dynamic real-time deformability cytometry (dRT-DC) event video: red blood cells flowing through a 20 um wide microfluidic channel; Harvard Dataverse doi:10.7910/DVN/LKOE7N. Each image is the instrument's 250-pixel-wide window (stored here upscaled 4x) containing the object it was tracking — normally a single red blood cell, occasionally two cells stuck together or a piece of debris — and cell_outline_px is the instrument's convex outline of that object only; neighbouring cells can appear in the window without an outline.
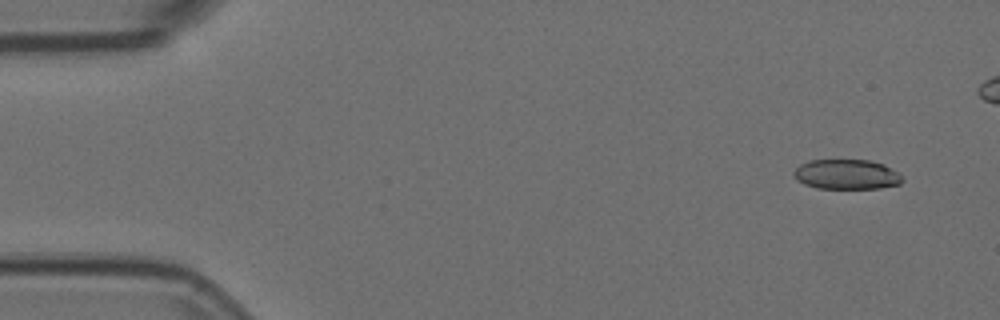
{"species": "Egyptian fruit bat (a non-hibernating species)", "species_latin": "Rousettus aegyptiacus", "temperature_condition": "room temperature", "stored_images_in_passage": 15, "camera_frame_rate_fps": 3000, "um_per_image_px": 0.085, "animal": {"sex": "female"}, "frame": {"image": 1, "passage_image": 1, "time_ms": 0.0, "image_size_px": [1000, 320], "cell_outline_px": [[904, 180], [900, 184], [880, 188], [816, 188], [804, 184], [796, 180], [792, 172], [800, 164], [808, 160], [872, 160], [884, 164], [896, 172]], "centroid_in_image_um": [71.93, 14.82], "position_along_channel_um": 13.1, "area_um2": 18.96}}
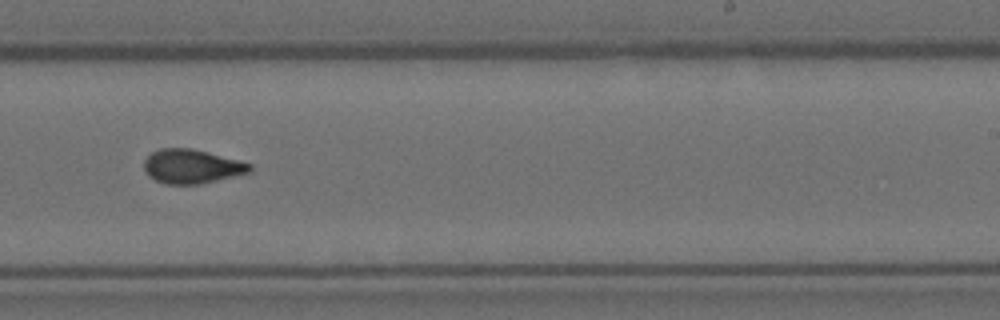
{"frame": {"image": 2, "passage_image": 9, "time_ms": 2.667, "image_size_px": [1000, 320], "cell_outline_px": [[252, 172], [200, 184], [164, 184], [148, 176], [144, 172], [144, 160], [152, 152], [160, 148], [192, 148], [240, 160], [252, 164]], "centroid_in_image_um": [16.3, 14.14], "position_along_channel_um": 272.7, "area_um2": 21.21}}
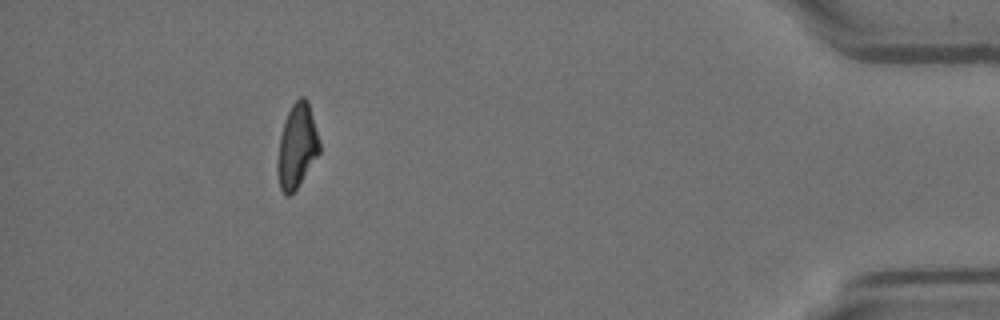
{"frame": {"image": 3, "passage_image": 15, "time_ms": 4.667, "image_size_px": [1000, 320], "cell_outline_px": [[320, 152], [296, 188], [288, 196], [284, 196], [280, 188], [276, 172], [276, 164], [280, 136], [284, 120], [292, 104], [300, 96], [304, 96], [308, 100], [320, 140]], "centroid_in_image_um": [25.23, 12.4], "position_along_channel_um": 410.0, "area_um2": 20.69}}